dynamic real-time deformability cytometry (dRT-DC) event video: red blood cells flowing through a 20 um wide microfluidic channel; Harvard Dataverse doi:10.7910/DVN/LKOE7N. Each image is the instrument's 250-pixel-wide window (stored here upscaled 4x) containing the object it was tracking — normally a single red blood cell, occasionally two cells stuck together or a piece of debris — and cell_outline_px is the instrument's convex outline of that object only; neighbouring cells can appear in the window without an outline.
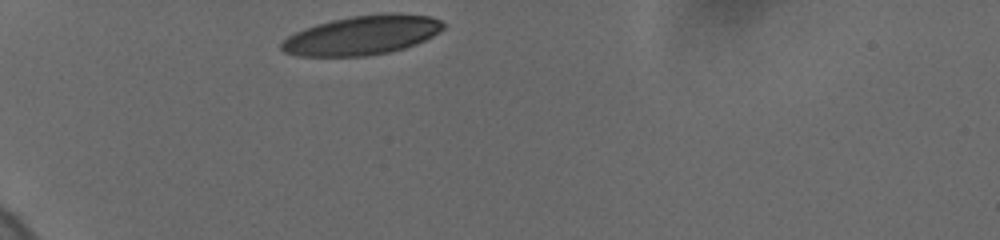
{"species": "human", "species_latin": "Homo sapiens", "temperature_condition": "cold", "stored_images_in_passage": 47, "camera_frame_rate_fps": 3000, "um_per_image_px": 0.085, "donor": {"sex": "female"}, "frame": {"image": 1, "passage_image": 1, "time_ms": 0.0, "image_size_px": [1000, 240], "cell_outline_px": [[444, 28], [440, 32], [416, 44], [404, 48], [388, 52], [368, 56], [296, 56], [284, 52], [280, 48], [280, 44], [288, 36], [304, 28], [316, 24], [332, 20], [352, 16], [384, 12], [392, 12], [432, 16], [440, 20], [444, 24]], "centroid_in_image_um": [30.79, 2.98], "position_along_channel_um": 54.2, "area_um2": 37.22}}
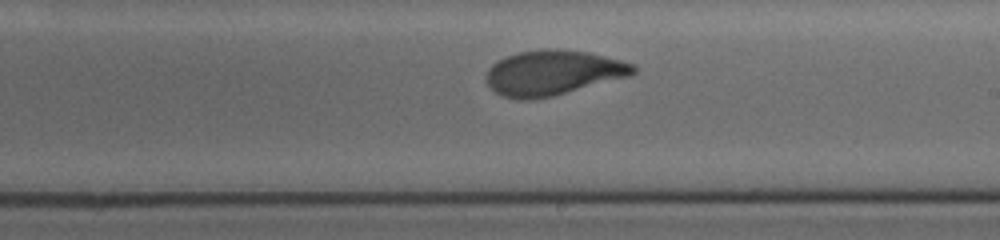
{"frame": {"image": 2, "passage_image": 27, "time_ms": 6.0, "image_size_px": [1000, 240], "cell_outline_px": [[636, 72], [632, 76], [552, 96], [532, 100], [524, 100], [504, 96], [496, 92], [488, 84], [488, 68], [496, 60], [520, 52], [548, 48], [556, 48], [588, 52], [636, 64]], "centroid_in_image_um": [47.05, 6.18], "position_along_channel_um": 241.9, "area_um2": 38.49}}
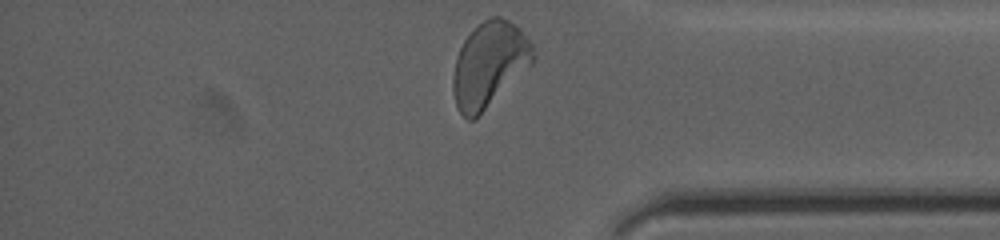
{"frame": {"image": 3, "passage_image": 46, "time_ms": 10.333, "image_size_px": [1000, 240], "cell_outline_px": [[536, 56], [532, 64], [476, 120], [468, 120], [460, 112], [456, 104], [452, 92], [452, 76], [456, 56], [464, 40], [484, 20], [492, 16], [500, 16], [516, 24], [520, 28], [532, 44]], "centroid_in_image_um": [41.59, 5.51], "position_along_channel_um": 393.6, "area_um2": 39.94}, "authors_computed_cell_mechanics": {"area_um2": 38.5526, "velocity_mm_per_s": 3.6613, "shape_relaxation_time_tau1_ms": 3.3603, "shape_relaxation_time_tau2_ms": 1.0129, "deformation_change_tau1": 0.1668, "deformation_change_tau2": 0.0643}}